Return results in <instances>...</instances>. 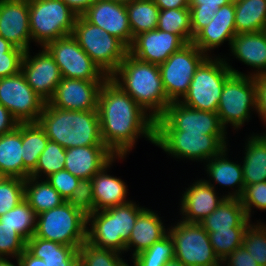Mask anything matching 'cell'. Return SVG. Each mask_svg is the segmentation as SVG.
I'll return each instance as SVG.
<instances>
[{"mask_svg":"<svg viewBox=\"0 0 266 266\" xmlns=\"http://www.w3.org/2000/svg\"><path fill=\"white\" fill-rule=\"evenodd\" d=\"M100 133L103 143L115 156H126L138 139L154 144L155 119L110 78L98 96Z\"/></svg>","mask_w":266,"mask_h":266,"instance_id":"obj_1","label":"cell"},{"mask_svg":"<svg viewBox=\"0 0 266 266\" xmlns=\"http://www.w3.org/2000/svg\"><path fill=\"white\" fill-rule=\"evenodd\" d=\"M109 78L154 119L159 118L171 103L157 64L140 61L128 53Z\"/></svg>","mask_w":266,"mask_h":266,"instance_id":"obj_2","label":"cell"},{"mask_svg":"<svg viewBox=\"0 0 266 266\" xmlns=\"http://www.w3.org/2000/svg\"><path fill=\"white\" fill-rule=\"evenodd\" d=\"M38 123L50 141L65 149L105 145L101 138L98 110H65L46 102Z\"/></svg>","mask_w":266,"mask_h":266,"instance_id":"obj_3","label":"cell"},{"mask_svg":"<svg viewBox=\"0 0 266 266\" xmlns=\"http://www.w3.org/2000/svg\"><path fill=\"white\" fill-rule=\"evenodd\" d=\"M139 205L131 200L123 205L94 211L87 217V242L124 255L136 219L146 208Z\"/></svg>","mask_w":266,"mask_h":266,"instance_id":"obj_4","label":"cell"},{"mask_svg":"<svg viewBox=\"0 0 266 266\" xmlns=\"http://www.w3.org/2000/svg\"><path fill=\"white\" fill-rule=\"evenodd\" d=\"M226 64L233 72L225 81L222 89L217 114L222 126H228L238 132L246 122H250L257 111V88L255 77L249 76L234 68L230 57L223 56ZM229 61V62H228ZM231 64V65H230ZM254 111V112H253ZM254 113V114H253Z\"/></svg>","mask_w":266,"mask_h":266,"instance_id":"obj_5","label":"cell"},{"mask_svg":"<svg viewBox=\"0 0 266 266\" xmlns=\"http://www.w3.org/2000/svg\"><path fill=\"white\" fill-rule=\"evenodd\" d=\"M228 135H206L186 131H154V145L175 160L204 163L229 146Z\"/></svg>","mask_w":266,"mask_h":266,"instance_id":"obj_6","label":"cell"},{"mask_svg":"<svg viewBox=\"0 0 266 266\" xmlns=\"http://www.w3.org/2000/svg\"><path fill=\"white\" fill-rule=\"evenodd\" d=\"M232 73L219 53L208 56L196 69L188 92L179 102L192 109L217 112L225 81Z\"/></svg>","mask_w":266,"mask_h":266,"instance_id":"obj_7","label":"cell"},{"mask_svg":"<svg viewBox=\"0 0 266 266\" xmlns=\"http://www.w3.org/2000/svg\"><path fill=\"white\" fill-rule=\"evenodd\" d=\"M77 15L62 0H29L32 42L45 47L58 38L72 35Z\"/></svg>","mask_w":266,"mask_h":266,"instance_id":"obj_8","label":"cell"},{"mask_svg":"<svg viewBox=\"0 0 266 266\" xmlns=\"http://www.w3.org/2000/svg\"><path fill=\"white\" fill-rule=\"evenodd\" d=\"M72 36L108 77L129 53V48L121 40L88 22L83 16H77Z\"/></svg>","mask_w":266,"mask_h":266,"instance_id":"obj_9","label":"cell"},{"mask_svg":"<svg viewBox=\"0 0 266 266\" xmlns=\"http://www.w3.org/2000/svg\"><path fill=\"white\" fill-rule=\"evenodd\" d=\"M34 236L79 249L87 241V216L65 201L37 215Z\"/></svg>","mask_w":266,"mask_h":266,"instance_id":"obj_10","label":"cell"},{"mask_svg":"<svg viewBox=\"0 0 266 266\" xmlns=\"http://www.w3.org/2000/svg\"><path fill=\"white\" fill-rule=\"evenodd\" d=\"M168 226L175 258L185 266H221L211 245L209 233L200 223H187L178 219Z\"/></svg>","mask_w":266,"mask_h":266,"instance_id":"obj_11","label":"cell"},{"mask_svg":"<svg viewBox=\"0 0 266 266\" xmlns=\"http://www.w3.org/2000/svg\"><path fill=\"white\" fill-rule=\"evenodd\" d=\"M207 57L191 42L171 54L164 63L158 65L167 98L171 102L180 101L184 97L196 69Z\"/></svg>","mask_w":266,"mask_h":266,"instance_id":"obj_12","label":"cell"},{"mask_svg":"<svg viewBox=\"0 0 266 266\" xmlns=\"http://www.w3.org/2000/svg\"><path fill=\"white\" fill-rule=\"evenodd\" d=\"M155 131H186L206 135H228L217 112L192 109L179 101L171 102L164 113L155 119Z\"/></svg>","mask_w":266,"mask_h":266,"instance_id":"obj_13","label":"cell"},{"mask_svg":"<svg viewBox=\"0 0 266 266\" xmlns=\"http://www.w3.org/2000/svg\"><path fill=\"white\" fill-rule=\"evenodd\" d=\"M45 48L53 56L64 78L87 81H106L109 78L72 35L51 41Z\"/></svg>","mask_w":266,"mask_h":266,"instance_id":"obj_14","label":"cell"},{"mask_svg":"<svg viewBox=\"0 0 266 266\" xmlns=\"http://www.w3.org/2000/svg\"><path fill=\"white\" fill-rule=\"evenodd\" d=\"M0 104L10 111L18 123H36L46 101L31 88L20 71L0 78Z\"/></svg>","mask_w":266,"mask_h":266,"instance_id":"obj_15","label":"cell"},{"mask_svg":"<svg viewBox=\"0 0 266 266\" xmlns=\"http://www.w3.org/2000/svg\"><path fill=\"white\" fill-rule=\"evenodd\" d=\"M30 49L25 51L21 72L31 88L46 102L54 95L62 76L53 56L45 47H41L38 53Z\"/></svg>","mask_w":266,"mask_h":266,"instance_id":"obj_16","label":"cell"},{"mask_svg":"<svg viewBox=\"0 0 266 266\" xmlns=\"http://www.w3.org/2000/svg\"><path fill=\"white\" fill-rule=\"evenodd\" d=\"M104 82L62 77L48 102L65 110H98V96Z\"/></svg>","mask_w":266,"mask_h":266,"instance_id":"obj_17","label":"cell"},{"mask_svg":"<svg viewBox=\"0 0 266 266\" xmlns=\"http://www.w3.org/2000/svg\"><path fill=\"white\" fill-rule=\"evenodd\" d=\"M180 195L179 215L187 223H200L209 216L226 198L204 179L197 178ZM220 194V196H219Z\"/></svg>","mask_w":266,"mask_h":266,"instance_id":"obj_18","label":"cell"},{"mask_svg":"<svg viewBox=\"0 0 266 266\" xmlns=\"http://www.w3.org/2000/svg\"><path fill=\"white\" fill-rule=\"evenodd\" d=\"M184 45L186 43L178 35L155 29L135 36L129 54L140 61L159 65Z\"/></svg>","mask_w":266,"mask_h":266,"instance_id":"obj_19","label":"cell"},{"mask_svg":"<svg viewBox=\"0 0 266 266\" xmlns=\"http://www.w3.org/2000/svg\"><path fill=\"white\" fill-rule=\"evenodd\" d=\"M0 36L24 51L32 48L29 0H0Z\"/></svg>","mask_w":266,"mask_h":266,"instance_id":"obj_20","label":"cell"},{"mask_svg":"<svg viewBox=\"0 0 266 266\" xmlns=\"http://www.w3.org/2000/svg\"><path fill=\"white\" fill-rule=\"evenodd\" d=\"M82 16L88 22L121 40L128 48L131 46L133 35L125 4L96 0Z\"/></svg>","mask_w":266,"mask_h":266,"instance_id":"obj_21","label":"cell"},{"mask_svg":"<svg viewBox=\"0 0 266 266\" xmlns=\"http://www.w3.org/2000/svg\"><path fill=\"white\" fill-rule=\"evenodd\" d=\"M236 35L235 6L232 0L219 8L211 22L194 36L192 43L207 56H217L213 50L221 47L224 42H228L230 48L231 41Z\"/></svg>","mask_w":266,"mask_h":266,"instance_id":"obj_22","label":"cell"},{"mask_svg":"<svg viewBox=\"0 0 266 266\" xmlns=\"http://www.w3.org/2000/svg\"><path fill=\"white\" fill-rule=\"evenodd\" d=\"M229 147L231 146H227L219 155L204 163L203 167L208 178L205 179L204 177L203 179L214 188L218 187L215 186L216 183L221 188L227 187L228 191H225V193L228 192L225 194L226 198L240 199L245 189L243 167L241 162L238 163V160L232 161V159H229Z\"/></svg>","mask_w":266,"mask_h":266,"instance_id":"obj_23","label":"cell"},{"mask_svg":"<svg viewBox=\"0 0 266 266\" xmlns=\"http://www.w3.org/2000/svg\"><path fill=\"white\" fill-rule=\"evenodd\" d=\"M126 156H115L92 178V190L94 198V211L104 210L110 207L126 204L131 200L128 197V185L122 178L110 174L113 163L125 161ZM109 173V174H108Z\"/></svg>","mask_w":266,"mask_h":266,"instance_id":"obj_24","label":"cell"},{"mask_svg":"<svg viewBox=\"0 0 266 266\" xmlns=\"http://www.w3.org/2000/svg\"><path fill=\"white\" fill-rule=\"evenodd\" d=\"M114 157L106 145L67 148L64 169L80 180L91 179Z\"/></svg>","mask_w":266,"mask_h":266,"instance_id":"obj_25","label":"cell"},{"mask_svg":"<svg viewBox=\"0 0 266 266\" xmlns=\"http://www.w3.org/2000/svg\"><path fill=\"white\" fill-rule=\"evenodd\" d=\"M229 56L251 67L249 76L266 74V33L265 31L238 33L229 48Z\"/></svg>","mask_w":266,"mask_h":266,"instance_id":"obj_26","label":"cell"},{"mask_svg":"<svg viewBox=\"0 0 266 266\" xmlns=\"http://www.w3.org/2000/svg\"><path fill=\"white\" fill-rule=\"evenodd\" d=\"M157 212L146 207L138 215L125 247V253L131 252L130 258L148 249L168 234V226L164 225V218Z\"/></svg>","mask_w":266,"mask_h":266,"instance_id":"obj_27","label":"cell"},{"mask_svg":"<svg viewBox=\"0 0 266 266\" xmlns=\"http://www.w3.org/2000/svg\"><path fill=\"white\" fill-rule=\"evenodd\" d=\"M244 145L240 160L245 186L266 181V132L250 133Z\"/></svg>","mask_w":266,"mask_h":266,"instance_id":"obj_28","label":"cell"},{"mask_svg":"<svg viewBox=\"0 0 266 266\" xmlns=\"http://www.w3.org/2000/svg\"><path fill=\"white\" fill-rule=\"evenodd\" d=\"M22 123L10 132L0 135V171L8 178L26 179L30 173L24 168Z\"/></svg>","mask_w":266,"mask_h":266,"instance_id":"obj_29","label":"cell"},{"mask_svg":"<svg viewBox=\"0 0 266 266\" xmlns=\"http://www.w3.org/2000/svg\"><path fill=\"white\" fill-rule=\"evenodd\" d=\"M252 222L247 218L240 199L225 198L200 224L207 232H216L230 228H247Z\"/></svg>","mask_w":266,"mask_h":266,"instance_id":"obj_30","label":"cell"},{"mask_svg":"<svg viewBox=\"0 0 266 266\" xmlns=\"http://www.w3.org/2000/svg\"><path fill=\"white\" fill-rule=\"evenodd\" d=\"M26 250L36 258L44 260L48 266H68L78 254V249L54 241L32 236L26 241Z\"/></svg>","mask_w":266,"mask_h":266,"instance_id":"obj_31","label":"cell"},{"mask_svg":"<svg viewBox=\"0 0 266 266\" xmlns=\"http://www.w3.org/2000/svg\"><path fill=\"white\" fill-rule=\"evenodd\" d=\"M236 33L264 31L266 0H234Z\"/></svg>","mask_w":266,"mask_h":266,"instance_id":"obj_32","label":"cell"},{"mask_svg":"<svg viewBox=\"0 0 266 266\" xmlns=\"http://www.w3.org/2000/svg\"><path fill=\"white\" fill-rule=\"evenodd\" d=\"M24 199L37 215L58 207L65 202L58 191L46 179L31 176L25 179Z\"/></svg>","mask_w":266,"mask_h":266,"instance_id":"obj_33","label":"cell"},{"mask_svg":"<svg viewBox=\"0 0 266 266\" xmlns=\"http://www.w3.org/2000/svg\"><path fill=\"white\" fill-rule=\"evenodd\" d=\"M49 138L45 130L36 123H22V147L24 168L31 174L38 163L39 156L45 149Z\"/></svg>","mask_w":266,"mask_h":266,"instance_id":"obj_34","label":"cell"},{"mask_svg":"<svg viewBox=\"0 0 266 266\" xmlns=\"http://www.w3.org/2000/svg\"><path fill=\"white\" fill-rule=\"evenodd\" d=\"M133 39L140 33L157 29L159 8L153 0H132L126 4Z\"/></svg>","mask_w":266,"mask_h":266,"instance_id":"obj_35","label":"cell"},{"mask_svg":"<svg viewBox=\"0 0 266 266\" xmlns=\"http://www.w3.org/2000/svg\"><path fill=\"white\" fill-rule=\"evenodd\" d=\"M0 222L13 228L27 241L35 234L37 214L24 199L6 214L1 215Z\"/></svg>","mask_w":266,"mask_h":266,"instance_id":"obj_36","label":"cell"},{"mask_svg":"<svg viewBox=\"0 0 266 266\" xmlns=\"http://www.w3.org/2000/svg\"><path fill=\"white\" fill-rule=\"evenodd\" d=\"M157 29L178 35L186 44L193 41L189 8L160 10Z\"/></svg>","mask_w":266,"mask_h":266,"instance_id":"obj_37","label":"cell"},{"mask_svg":"<svg viewBox=\"0 0 266 266\" xmlns=\"http://www.w3.org/2000/svg\"><path fill=\"white\" fill-rule=\"evenodd\" d=\"M173 258H175L174 244L167 234L148 249L132 257L130 263H133L131 266H164Z\"/></svg>","mask_w":266,"mask_h":266,"instance_id":"obj_38","label":"cell"},{"mask_svg":"<svg viewBox=\"0 0 266 266\" xmlns=\"http://www.w3.org/2000/svg\"><path fill=\"white\" fill-rule=\"evenodd\" d=\"M66 149L56 142L48 141L45 149L39 156L35 170L31 177L46 179L50 175L64 169Z\"/></svg>","mask_w":266,"mask_h":266,"instance_id":"obj_39","label":"cell"},{"mask_svg":"<svg viewBox=\"0 0 266 266\" xmlns=\"http://www.w3.org/2000/svg\"><path fill=\"white\" fill-rule=\"evenodd\" d=\"M84 266H131L118 251L95 247L85 241L78 249Z\"/></svg>","mask_w":266,"mask_h":266,"instance_id":"obj_40","label":"cell"},{"mask_svg":"<svg viewBox=\"0 0 266 266\" xmlns=\"http://www.w3.org/2000/svg\"><path fill=\"white\" fill-rule=\"evenodd\" d=\"M242 246L259 266H266V223L260 219L246 229Z\"/></svg>","mask_w":266,"mask_h":266,"instance_id":"obj_41","label":"cell"},{"mask_svg":"<svg viewBox=\"0 0 266 266\" xmlns=\"http://www.w3.org/2000/svg\"><path fill=\"white\" fill-rule=\"evenodd\" d=\"M247 228H230L208 232L215 255L222 262L235 249L242 246Z\"/></svg>","mask_w":266,"mask_h":266,"instance_id":"obj_42","label":"cell"},{"mask_svg":"<svg viewBox=\"0 0 266 266\" xmlns=\"http://www.w3.org/2000/svg\"><path fill=\"white\" fill-rule=\"evenodd\" d=\"M232 0H189L191 29L194 36L207 26L220 7Z\"/></svg>","mask_w":266,"mask_h":266,"instance_id":"obj_43","label":"cell"},{"mask_svg":"<svg viewBox=\"0 0 266 266\" xmlns=\"http://www.w3.org/2000/svg\"><path fill=\"white\" fill-rule=\"evenodd\" d=\"M25 195V179L6 177L0 183V216L13 209Z\"/></svg>","mask_w":266,"mask_h":266,"instance_id":"obj_44","label":"cell"},{"mask_svg":"<svg viewBox=\"0 0 266 266\" xmlns=\"http://www.w3.org/2000/svg\"><path fill=\"white\" fill-rule=\"evenodd\" d=\"M242 206L244 207L246 216L252 220V213L259 209L266 211V181L256 184L246 185L242 196L240 197Z\"/></svg>","mask_w":266,"mask_h":266,"instance_id":"obj_45","label":"cell"},{"mask_svg":"<svg viewBox=\"0 0 266 266\" xmlns=\"http://www.w3.org/2000/svg\"><path fill=\"white\" fill-rule=\"evenodd\" d=\"M26 249V241L11 227L0 222V257L18 258Z\"/></svg>","mask_w":266,"mask_h":266,"instance_id":"obj_46","label":"cell"},{"mask_svg":"<svg viewBox=\"0 0 266 266\" xmlns=\"http://www.w3.org/2000/svg\"><path fill=\"white\" fill-rule=\"evenodd\" d=\"M74 209L81 211L87 217L94 212V198L91 179H81L67 201Z\"/></svg>","mask_w":266,"mask_h":266,"instance_id":"obj_47","label":"cell"},{"mask_svg":"<svg viewBox=\"0 0 266 266\" xmlns=\"http://www.w3.org/2000/svg\"><path fill=\"white\" fill-rule=\"evenodd\" d=\"M50 185L55 188L61 197L68 201L71 198L73 190L77 187L79 178L63 169L46 178Z\"/></svg>","mask_w":266,"mask_h":266,"instance_id":"obj_48","label":"cell"},{"mask_svg":"<svg viewBox=\"0 0 266 266\" xmlns=\"http://www.w3.org/2000/svg\"><path fill=\"white\" fill-rule=\"evenodd\" d=\"M24 54V50L14 46L8 53L0 55V78L19 73Z\"/></svg>","mask_w":266,"mask_h":266,"instance_id":"obj_49","label":"cell"},{"mask_svg":"<svg viewBox=\"0 0 266 266\" xmlns=\"http://www.w3.org/2000/svg\"><path fill=\"white\" fill-rule=\"evenodd\" d=\"M221 266H259L250 253L243 247L235 249L222 262Z\"/></svg>","mask_w":266,"mask_h":266,"instance_id":"obj_50","label":"cell"},{"mask_svg":"<svg viewBox=\"0 0 266 266\" xmlns=\"http://www.w3.org/2000/svg\"><path fill=\"white\" fill-rule=\"evenodd\" d=\"M255 84L257 88L256 114H258V118L261 119L264 128H266V74L255 76Z\"/></svg>","mask_w":266,"mask_h":266,"instance_id":"obj_51","label":"cell"},{"mask_svg":"<svg viewBox=\"0 0 266 266\" xmlns=\"http://www.w3.org/2000/svg\"><path fill=\"white\" fill-rule=\"evenodd\" d=\"M18 121L2 104H0V135L12 131L18 126Z\"/></svg>","mask_w":266,"mask_h":266,"instance_id":"obj_52","label":"cell"},{"mask_svg":"<svg viewBox=\"0 0 266 266\" xmlns=\"http://www.w3.org/2000/svg\"><path fill=\"white\" fill-rule=\"evenodd\" d=\"M77 16H82L96 0H62Z\"/></svg>","mask_w":266,"mask_h":266,"instance_id":"obj_53","label":"cell"},{"mask_svg":"<svg viewBox=\"0 0 266 266\" xmlns=\"http://www.w3.org/2000/svg\"><path fill=\"white\" fill-rule=\"evenodd\" d=\"M159 10L189 8V0H153Z\"/></svg>","mask_w":266,"mask_h":266,"instance_id":"obj_54","label":"cell"},{"mask_svg":"<svg viewBox=\"0 0 266 266\" xmlns=\"http://www.w3.org/2000/svg\"><path fill=\"white\" fill-rule=\"evenodd\" d=\"M21 266H48L44 260L31 255L26 249L18 257Z\"/></svg>","mask_w":266,"mask_h":266,"instance_id":"obj_55","label":"cell"},{"mask_svg":"<svg viewBox=\"0 0 266 266\" xmlns=\"http://www.w3.org/2000/svg\"><path fill=\"white\" fill-rule=\"evenodd\" d=\"M13 47V44L0 36V55L3 53H8Z\"/></svg>","mask_w":266,"mask_h":266,"instance_id":"obj_56","label":"cell"},{"mask_svg":"<svg viewBox=\"0 0 266 266\" xmlns=\"http://www.w3.org/2000/svg\"><path fill=\"white\" fill-rule=\"evenodd\" d=\"M14 259V258H3V257H0V266H21V263L19 261L18 258H15L16 259V263L13 261L11 262V260Z\"/></svg>","mask_w":266,"mask_h":266,"instance_id":"obj_57","label":"cell"},{"mask_svg":"<svg viewBox=\"0 0 266 266\" xmlns=\"http://www.w3.org/2000/svg\"><path fill=\"white\" fill-rule=\"evenodd\" d=\"M68 266H84L83 259L79 253L69 262Z\"/></svg>","mask_w":266,"mask_h":266,"instance_id":"obj_58","label":"cell"},{"mask_svg":"<svg viewBox=\"0 0 266 266\" xmlns=\"http://www.w3.org/2000/svg\"><path fill=\"white\" fill-rule=\"evenodd\" d=\"M164 266H185L180 260L173 258L169 260Z\"/></svg>","mask_w":266,"mask_h":266,"instance_id":"obj_59","label":"cell"},{"mask_svg":"<svg viewBox=\"0 0 266 266\" xmlns=\"http://www.w3.org/2000/svg\"><path fill=\"white\" fill-rule=\"evenodd\" d=\"M108 1L122 3L126 5L127 3H130L132 0H108Z\"/></svg>","mask_w":266,"mask_h":266,"instance_id":"obj_60","label":"cell"},{"mask_svg":"<svg viewBox=\"0 0 266 266\" xmlns=\"http://www.w3.org/2000/svg\"><path fill=\"white\" fill-rule=\"evenodd\" d=\"M6 178V176L0 171V183Z\"/></svg>","mask_w":266,"mask_h":266,"instance_id":"obj_61","label":"cell"}]
</instances>
